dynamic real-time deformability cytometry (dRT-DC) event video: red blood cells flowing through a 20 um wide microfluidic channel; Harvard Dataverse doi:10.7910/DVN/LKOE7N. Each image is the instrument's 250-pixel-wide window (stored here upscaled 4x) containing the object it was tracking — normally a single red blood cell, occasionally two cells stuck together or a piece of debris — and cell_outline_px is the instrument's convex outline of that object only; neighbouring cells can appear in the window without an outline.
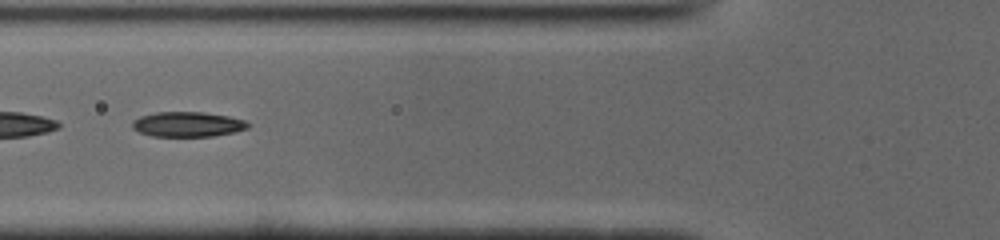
{"species": "common noctule bat (a hibernating species)", "species_latin": "Nyctalus noctula", "temperature_condition": "cold", "stored_images_in_passage": 50, "segment_of_instrument_passage": [2, 2], "camera_frame_rate_fps": 3000, "um_per_image_px": 0.085, "animal": {"sex": "male", "body_mass_g": 19.0, "forearm_length_mm": 50.8}, "frame": {"image": 1, "passage_image": 19, "time_ms": 6.0, "image_size_px": [1000, 240], "cell_outline_px": [[252, 124], [248, 128], [236, 132], [212, 136], [152, 136], [140, 132], [132, 128], [132, 120], [140, 116], [156, 112], [204, 112], [228, 116], [244, 120]], "centroid_in_image_um": [15.96, 10.56], "position_along_channel_um": 109.8, "area_um2": 16.94}}
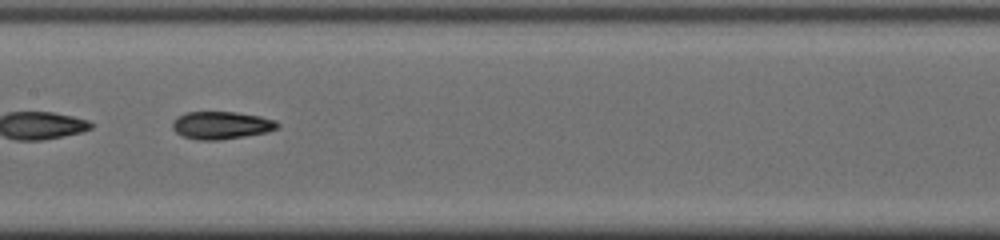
{"frame": {"image": 2, "passage_image": 25, "time_ms": 8.0, "image_size_px": [1000, 240], "cell_outline_px": [[280, 128], [268, 132], [220, 140], [196, 140], [184, 136], [176, 132], [172, 128], [172, 124], [176, 116], [184, 112], [236, 112], [260, 116], [276, 120], [280, 124]], "centroid_in_image_um": [18.83, 10.64], "position_along_channel_um": 188.6, "area_um2": 17.11}}